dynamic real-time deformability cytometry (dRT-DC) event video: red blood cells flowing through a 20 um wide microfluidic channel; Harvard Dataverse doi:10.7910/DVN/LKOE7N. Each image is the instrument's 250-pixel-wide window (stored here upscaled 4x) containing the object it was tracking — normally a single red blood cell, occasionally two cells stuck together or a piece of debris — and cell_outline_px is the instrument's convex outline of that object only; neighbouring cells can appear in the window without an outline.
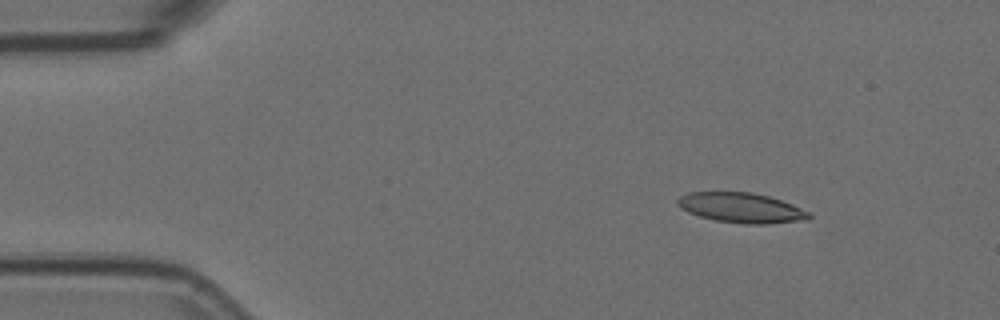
{"species": "Egyptian fruit bat (a non-hibernating species)", "species_latin": "Rousettus aegyptiacus", "temperature_condition": "room temperature", "stored_images_in_passage": 7, "camera_frame_rate_fps": 3000, "um_per_image_px": 0.085, "animal": {"sex": "female"}, "frame": {"image": 1, "passage_image": 2, "time_ms": 0.333, "image_size_px": [1000, 320], "cell_outline_px": [[812, 216], [808, 220], [768, 224], [744, 224], [716, 220], [700, 216], [688, 212], [680, 208], [676, 204], [676, 200], [680, 196], [688, 192], [752, 192], [768, 196], [792, 204], [812, 212]], "centroid_in_image_um": [63.04, 17.66], "position_along_channel_um": 22.0, "area_um2": 23.18}}
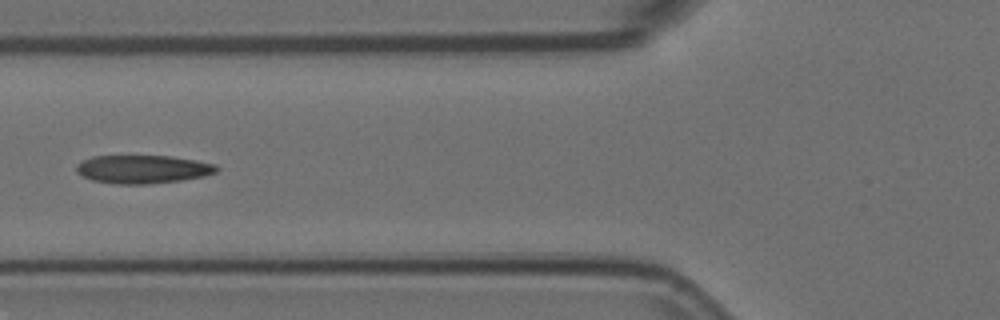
{"frame": {"image": 2, "passage_image": 6, "time_ms": 1.667, "image_size_px": [1000, 320], "cell_outline_px": [[220, 168], [216, 172], [204, 176], [180, 180], [148, 184], [116, 184], [92, 180], [76, 172], [76, 164], [92, 156], [168, 156], [196, 160], [216, 164]], "centroid_in_image_um": [12.14, 14.38], "position_along_channel_um": 113.7, "area_um2": 23.06}}
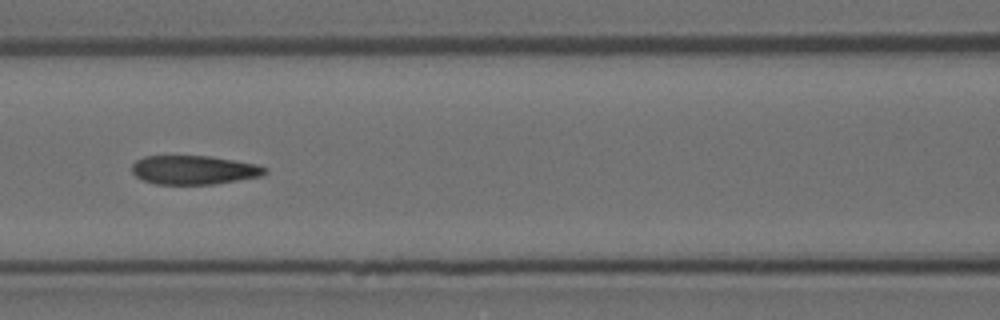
{"frame": {"image": 3, "passage_image": 7, "time_ms": 2.0, "image_size_px": [1000, 320], "cell_outline_px": [[268, 172], [260, 176], [212, 184], [156, 184], [144, 180], [136, 176], [132, 172], [132, 164], [136, 160], [144, 156], [208, 156], [256, 164], [268, 168]], "centroid_in_image_um": [16.46, 14.44], "position_along_channel_um": 150.1, "area_um2": 22.2}}